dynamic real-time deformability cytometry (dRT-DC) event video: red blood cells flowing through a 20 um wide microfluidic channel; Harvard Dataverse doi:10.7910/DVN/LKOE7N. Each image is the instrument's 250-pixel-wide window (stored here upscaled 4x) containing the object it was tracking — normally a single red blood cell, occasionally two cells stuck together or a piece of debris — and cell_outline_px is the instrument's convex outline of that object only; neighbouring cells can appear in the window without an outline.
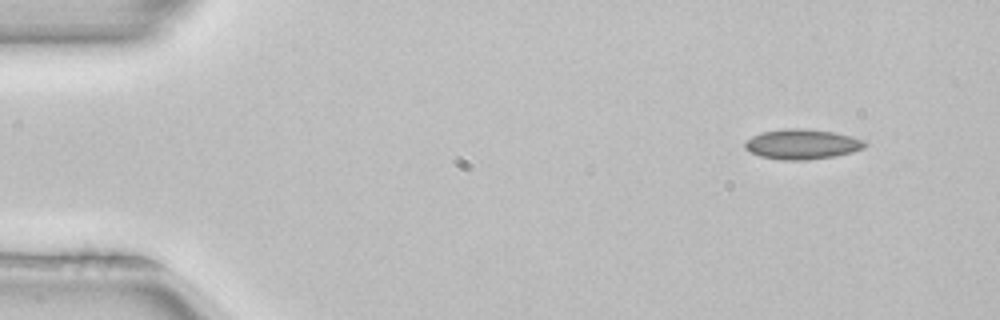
{"species": "common noctule bat (a hibernating species)", "species_latin": "Nyctalus noctula", "temperature_condition": "room temperature", "stored_images_in_passage": 3, "camera_frame_rate_fps": 3000, "um_per_image_px": 0.085, "animal": {"sex": "female", "body_mass_g": 22.7, "forearm_length_mm": 54.2}, "frame": {"image": 1, "passage_image": 1, "time_ms": 0.0, "image_size_px": [1000, 320], "cell_outline_px": [[868, 144], [864, 148], [852, 152], [832, 156], [804, 160], [784, 160], [760, 156], [744, 148], [744, 140], [760, 132], [784, 128], [804, 128], [832, 132], [852, 136], [864, 140]], "centroid_in_image_um": [68.15, 12.24], "position_along_channel_um": 16.8, "area_um2": 21.04}}
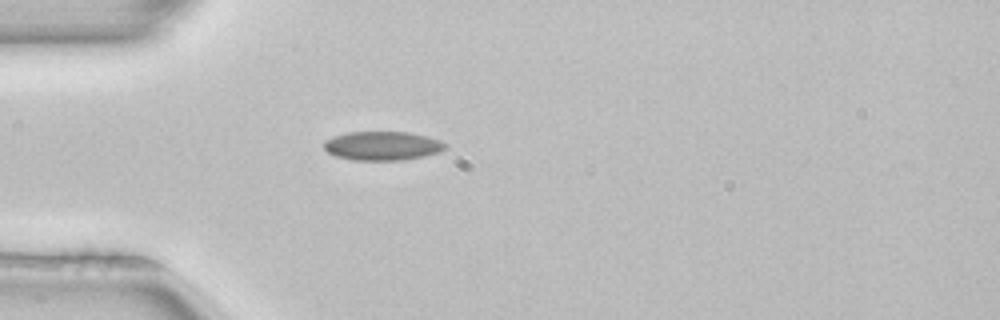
{"frame": {"image": 2, "passage_image": 3, "time_ms": 0.667, "image_size_px": [1000, 320], "cell_outline_px": [[448, 144], [444, 148], [436, 152], [424, 156], [400, 160], [352, 160], [336, 156], [328, 152], [324, 148], [324, 140], [348, 132], [408, 132], [428, 136], [440, 140]], "centroid_in_image_um": [32.5, 12.39], "position_along_channel_um": 52.5, "area_um2": 20.29}}